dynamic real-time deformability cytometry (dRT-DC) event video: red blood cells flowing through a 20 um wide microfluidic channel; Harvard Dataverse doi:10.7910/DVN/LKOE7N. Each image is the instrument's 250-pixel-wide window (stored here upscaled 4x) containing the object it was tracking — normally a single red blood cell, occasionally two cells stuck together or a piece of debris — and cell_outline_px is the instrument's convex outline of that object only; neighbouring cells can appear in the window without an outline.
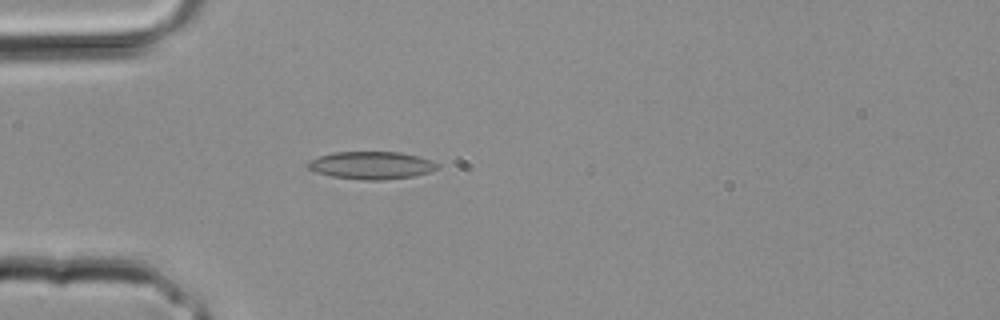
{"species": "common noctule bat (a hibernating species)", "species_latin": "Nyctalus noctula", "temperature_condition": "room temperature", "stored_images_in_passage": 3, "camera_frame_rate_fps": 3000, "um_per_image_px": 0.085, "animal": {"sex": "male", "body_mass_g": 20.4}, "frame": {"image": 1, "passage_image": 2, "time_ms": 0.333, "image_size_px": [1000, 320], "cell_outline_px": [[440, 168], [416, 176], [384, 180], [360, 180], [332, 176], [316, 172], [308, 168], [304, 164], [308, 160], [332, 152], [400, 152], [420, 156], [432, 160], [440, 164]], "centroid_in_image_um": [31.59, 14.05], "position_along_channel_um": 53.4, "area_um2": 21.21}}